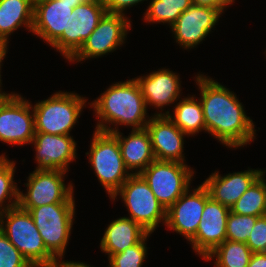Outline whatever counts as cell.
I'll use <instances>...</instances> for the list:
<instances>
[{"label": "cell", "mask_w": 266, "mask_h": 267, "mask_svg": "<svg viewBox=\"0 0 266 267\" xmlns=\"http://www.w3.org/2000/svg\"><path fill=\"white\" fill-rule=\"evenodd\" d=\"M206 75L195 78L206 132L229 148L244 147L255 139L253 120L246 115L236 94Z\"/></svg>", "instance_id": "1"}, {"label": "cell", "mask_w": 266, "mask_h": 267, "mask_svg": "<svg viewBox=\"0 0 266 267\" xmlns=\"http://www.w3.org/2000/svg\"><path fill=\"white\" fill-rule=\"evenodd\" d=\"M99 96L90 104L98 118L95 130L114 133L119 131V125L144 129L150 120L145 99L135 78L116 82Z\"/></svg>", "instance_id": "2"}, {"label": "cell", "mask_w": 266, "mask_h": 267, "mask_svg": "<svg viewBox=\"0 0 266 267\" xmlns=\"http://www.w3.org/2000/svg\"><path fill=\"white\" fill-rule=\"evenodd\" d=\"M0 230L32 267H50L56 259L46 249L30 213L19 205L0 216Z\"/></svg>", "instance_id": "3"}, {"label": "cell", "mask_w": 266, "mask_h": 267, "mask_svg": "<svg viewBox=\"0 0 266 267\" xmlns=\"http://www.w3.org/2000/svg\"><path fill=\"white\" fill-rule=\"evenodd\" d=\"M87 100L75 92L58 91L38 101L33 108L35 132L52 135H70L79 120ZM85 106V107H84Z\"/></svg>", "instance_id": "4"}, {"label": "cell", "mask_w": 266, "mask_h": 267, "mask_svg": "<svg viewBox=\"0 0 266 267\" xmlns=\"http://www.w3.org/2000/svg\"><path fill=\"white\" fill-rule=\"evenodd\" d=\"M86 155L95 176L112 198L132 175L125 167L117 138L112 133L95 130Z\"/></svg>", "instance_id": "5"}, {"label": "cell", "mask_w": 266, "mask_h": 267, "mask_svg": "<svg viewBox=\"0 0 266 267\" xmlns=\"http://www.w3.org/2000/svg\"><path fill=\"white\" fill-rule=\"evenodd\" d=\"M75 207V203L21 207L30 213L46 249L55 258L64 256L74 222Z\"/></svg>", "instance_id": "6"}, {"label": "cell", "mask_w": 266, "mask_h": 267, "mask_svg": "<svg viewBox=\"0 0 266 267\" xmlns=\"http://www.w3.org/2000/svg\"><path fill=\"white\" fill-rule=\"evenodd\" d=\"M120 195L133 221L148 233H153L158 224L166 222V209L157 200L148 183L140 174H132L111 198Z\"/></svg>", "instance_id": "7"}, {"label": "cell", "mask_w": 266, "mask_h": 267, "mask_svg": "<svg viewBox=\"0 0 266 267\" xmlns=\"http://www.w3.org/2000/svg\"><path fill=\"white\" fill-rule=\"evenodd\" d=\"M140 175L167 210L190 188L194 170L185 163L155 160Z\"/></svg>", "instance_id": "8"}, {"label": "cell", "mask_w": 266, "mask_h": 267, "mask_svg": "<svg viewBox=\"0 0 266 267\" xmlns=\"http://www.w3.org/2000/svg\"><path fill=\"white\" fill-rule=\"evenodd\" d=\"M67 171L34 170L29 173L27 192L19 191L20 207H39L54 203H75L72 183H64Z\"/></svg>", "instance_id": "9"}, {"label": "cell", "mask_w": 266, "mask_h": 267, "mask_svg": "<svg viewBox=\"0 0 266 267\" xmlns=\"http://www.w3.org/2000/svg\"><path fill=\"white\" fill-rule=\"evenodd\" d=\"M106 12L103 0H90L78 5L69 16L67 33H62L51 47L60 52L65 59L70 60L80 50Z\"/></svg>", "instance_id": "10"}, {"label": "cell", "mask_w": 266, "mask_h": 267, "mask_svg": "<svg viewBox=\"0 0 266 267\" xmlns=\"http://www.w3.org/2000/svg\"><path fill=\"white\" fill-rule=\"evenodd\" d=\"M130 28L131 21L128 17L106 12L99 20L97 27L85 40L83 46L69 62H81L115 51L125 43Z\"/></svg>", "instance_id": "11"}, {"label": "cell", "mask_w": 266, "mask_h": 267, "mask_svg": "<svg viewBox=\"0 0 266 267\" xmlns=\"http://www.w3.org/2000/svg\"><path fill=\"white\" fill-rule=\"evenodd\" d=\"M35 135L32 104L14 92L0 106V141L10 145L30 144Z\"/></svg>", "instance_id": "12"}, {"label": "cell", "mask_w": 266, "mask_h": 267, "mask_svg": "<svg viewBox=\"0 0 266 267\" xmlns=\"http://www.w3.org/2000/svg\"><path fill=\"white\" fill-rule=\"evenodd\" d=\"M209 198V191L202 183L194 190L189 188L166 210L165 225L190 241L196 235Z\"/></svg>", "instance_id": "13"}, {"label": "cell", "mask_w": 266, "mask_h": 267, "mask_svg": "<svg viewBox=\"0 0 266 267\" xmlns=\"http://www.w3.org/2000/svg\"><path fill=\"white\" fill-rule=\"evenodd\" d=\"M221 14L216 8L192 4L171 26L176 43L185 49L196 47L211 34Z\"/></svg>", "instance_id": "14"}, {"label": "cell", "mask_w": 266, "mask_h": 267, "mask_svg": "<svg viewBox=\"0 0 266 267\" xmlns=\"http://www.w3.org/2000/svg\"><path fill=\"white\" fill-rule=\"evenodd\" d=\"M230 208L214 201H206L196 235L190 240L196 254L205 259L226 240V225Z\"/></svg>", "instance_id": "15"}, {"label": "cell", "mask_w": 266, "mask_h": 267, "mask_svg": "<svg viewBox=\"0 0 266 267\" xmlns=\"http://www.w3.org/2000/svg\"><path fill=\"white\" fill-rule=\"evenodd\" d=\"M36 151L35 170H64L69 171V164L75 161L76 142L71 135H52L35 132L33 141Z\"/></svg>", "instance_id": "16"}, {"label": "cell", "mask_w": 266, "mask_h": 267, "mask_svg": "<svg viewBox=\"0 0 266 267\" xmlns=\"http://www.w3.org/2000/svg\"><path fill=\"white\" fill-rule=\"evenodd\" d=\"M151 117L145 128L150 135L155 159L185 163L183 138L186 134L167 115Z\"/></svg>", "instance_id": "17"}, {"label": "cell", "mask_w": 266, "mask_h": 267, "mask_svg": "<svg viewBox=\"0 0 266 267\" xmlns=\"http://www.w3.org/2000/svg\"><path fill=\"white\" fill-rule=\"evenodd\" d=\"M73 8L60 0H44L34 4L32 33L50 46L67 33V23Z\"/></svg>", "instance_id": "18"}, {"label": "cell", "mask_w": 266, "mask_h": 267, "mask_svg": "<svg viewBox=\"0 0 266 267\" xmlns=\"http://www.w3.org/2000/svg\"><path fill=\"white\" fill-rule=\"evenodd\" d=\"M146 106H154L163 111L165 106L174 104L180 98L181 81L179 75L162 68L144 76L135 77Z\"/></svg>", "instance_id": "19"}, {"label": "cell", "mask_w": 266, "mask_h": 267, "mask_svg": "<svg viewBox=\"0 0 266 267\" xmlns=\"http://www.w3.org/2000/svg\"><path fill=\"white\" fill-rule=\"evenodd\" d=\"M266 170L249 169L221 176L215 171L202 183L210 197L220 204L231 208L250 185Z\"/></svg>", "instance_id": "20"}, {"label": "cell", "mask_w": 266, "mask_h": 267, "mask_svg": "<svg viewBox=\"0 0 266 267\" xmlns=\"http://www.w3.org/2000/svg\"><path fill=\"white\" fill-rule=\"evenodd\" d=\"M112 134L117 138L125 167L129 172L131 171V174H140L156 160L146 128L132 129L127 137H124L123 133L119 131Z\"/></svg>", "instance_id": "21"}, {"label": "cell", "mask_w": 266, "mask_h": 267, "mask_svg": "<svg viewBox=\"0 0 266 267\" xmlns=\"http://www.w3.org/2000/svg\"><path fill=\"white\" fill-rule=\"evenodd\" d=\"M148 232L128 217H120L108 225L100 241V248L108 258L140 242Z\"/></svg>", "instance_id": "22"}, {"label": "cell", "mask_w": 266, "mask_h": 267, "mask_svg": "<svg viewBox=\"0 0 266 267\" xmlns=\"http://www.w3.org/2000/svg\"><path fill=\"white\" fill-rule=\"evenodd\" d=\"M34 5L32 0H0V39L9 43V36L21 26L32 32Z\"/></svg>", "instance_id": "23"}, {"label": "cell", "mask_w": 266, "mask_h": 267, "mask_svg": "<svg viewBox=\"0 0 266 267\" xmlns=\"http://www.w3.org/2000/svg\"><path fill=\"white\" fill-rule=\"evenodd\" d=\"M173 115L169 111L157 112L156 115H167L173 123L187 136H193L203 130L206 132L203 109L195 95L184 97L176 104Z\"/></svg>", "instance_id": "24"}, {"label": "cell", "mask_w": 266, "mask_h": 267, "mask_svg": "<svg viewBox=\"0 0 266 267\" xmlns=\"http://www.w3.org/2000/svg\"><path fill=\"white\" fill-rule=\"evenodd\" d=\"M263 172L231 206L230 211L239 215H266V179Z\"/></svg>", "instance_id": "25"}, {"label": "cell", "mask_w": 266, "mask_h": 267, "mask_svg": "<svg viewBox=\"0 0 266 267\" xmlns=\"http://www.w3.org/2000/svg\"><path fill=\"white\" fill-rule=\"evenodd\" d=\"M252 254L253 252L246 243L226 239L204 260L210 261L214 257L215 267H247Z\"/></svg>", "instance_id": "26"}, {"label": "cell", "mask_w": 266, "mask_h": 267, "mask_svg": "<svg viewBox=\"0 0 266 267\" xmlns=\"http://www.w3.org/2000/svg\"><path fill=\"white\" fill-rule=\"evenodd\" d=\"M143 16L147 23H167L170 27L193 3L192 0H151Z\"/></svg>", "instance_id": "27"}, {"label": "cell", "mask_w": 266, "mask_h": 267, "mask_svg": "<svg viewBox=\"0 0 266 267\" xmlns=\"http://www.w3.org/2000/svg\"><path fill=\"white\" fill-rule=\"evenodd\" d=\"M15 168L14 161L8 160L4 154L0 155V216L19 203L20 190L14 181Z\"/></svg>", "instance_id": "28"}, {"label": "cell", "mask_w": 266, "mask_h": 267, "mask_svg": "<svg viewBox=\"0 0 266 267\" xmlns=\"http://www.w3.org/2000/svg\"><path fill=\"white\" fill-rule=\"evenodd\" d=\"M151 235L148 233L140 242L126 248L123 252L113 254L108 258L109 267H142L147 257V238Z\"/></svg>", "instance_id": "29"}, {"label": "cell", "mask_w": 266, "mask_h": 267, "mask_svg": "<svg viewBox=\"0 0 266 267\" xmlns=\"http://www.w3.org/2000/svg\"><path fill=\"white\" fill-rule=\"evenodd\" d=\"M258 217L229 212L226 239L246 243Z\"/></svg>", "instance_id": "30"}, {"label": "cell", "mask_w": 266, "mask_h": 267, "mask_svg": "<svg viewBox=\"0 0 266 267\" xmlns=\"http://www.w3.org/2000/svg\"><path fill=\"white\" fill-rule=\"evenodd\" d=\"M0 267H32L1 230Z\"/></svg>", "instance_id": "31"}, {"label": "cell", "mask_w": 266, "mask_h": 267, "mask_svg": "<svg viewBox=\"0 0 266 267\" xmlns=\"http://www.w3.org/2000/svg\"><path fill=\"white\" fill-rule=\"evenodd\" d=\"M246 244L253 253L266 252V215L257 218Z\"/></svg>", "instance_id": "32"}, {"label": "cell", "mask_w": 266, "mask_h": 267, "mask_svg": "<svg viewBox=\"0 0 266 267\" xmlns=\"http://www.w3.org/2000/svg\"><path fill=\"white\" fill-rule=\"evenodd\" d=\"M103 1L106 6V11L108 13L121 14L126 16L124 10L133 7V5L136 6V4L142 3L145 0H103Z\"/></svg>", "instance_id": "33"}, {"label": "cell", "mask_w": 266, "mask_h": 267, "mask_svg": "<svg viewBox=\"0 0 266 267\" xmlns=\"http://www.w3.org/2000/svg\"><path fill=\"white\" fill-rule=\"evenodd\" d=\"M235 0H192L194 5L210 6L224 13L227 6H231Z\"/></svg>", "instance_id": "34"}, {"label": "cell", "mask_w": 266, "mask_h": 267, "mask_svg": "<svg viewBox=\"0 0 266 267\" xmlns=\"http://www.w3.org/2000/svg\"><path fill=\"white\" fill-rule=\"evenodd\" d=\"M50 267H91L88 264L79 261H64L63 258H56Z\"/></svg>", "instance_id": "35"}, {"label": "cell", "mask_w": 266, "mask_h": 267, "mask_svg": "<svg viewBox=\"0 0 266 267\" xmlns=\"http://www.w3.org/2000/svg\"><path fill=\"white\" fill-rule=\"evenodd\" d=\"M247 267H266V252L253 253Z\"/></svg>", "instance_id": "36"}, {"label": "cell", "mask_w": 266, "mask_h": 267, "mask_svg": "<svg viewBox=\"0 0 266 267\" xmlns=\"http://www.w3.org/2000/svg\"><path fill=\"white\" fill-rule=\"evenodd\" d=\"M8 47V43L4 40H1L0 39V84H2V80H1V64H2V61L4 60L5 56H6V53L8 52L7 51V48Z\"/></svg>", "instance_id": "37"}, {"label": "cell", "mask_w": 266, "mask_h": 267, "mask_svg": "<svg viewBox=\"0 0 266 267\" xmlns=\"http://www.w3.org/2000/svg\"><path fill=\"white\" fill-rule=\"evenodd\" d=\"M60 1L66 2L67 4H71V8L74 9L78 5L84 4L90 0H60Z\"/></svg>", "instance_id": "38"}, {"label": "cell", "mask_w": 266, "mask_h": 267, "mask_svg": "<svg viewBox=\"0 0 266 267\" xmlns=\"http://www.w3.org/2000/svg\"><path fill=\"white\" fill-rule=\"evenodd\" d=\"M2 86L0 84V106L3 104V102L11 95L10 93L3 92Z\"/></svg>", "instance_id": "39"}, {"label": "cell", "mask_w": 266, "mask_h": 267, "mask_svg": "<svg viewBox=\"0 0 266 267\" xmlns=\"http://www.w3.org/2000/svg\"><path fill=\"white\" fill-rule=\"evenodd\" d=\"M41 1H44V0H32L33 5L36 4V3H39V2H41Z\"/></svg>", "instance_id": "40"}]
</instances>
